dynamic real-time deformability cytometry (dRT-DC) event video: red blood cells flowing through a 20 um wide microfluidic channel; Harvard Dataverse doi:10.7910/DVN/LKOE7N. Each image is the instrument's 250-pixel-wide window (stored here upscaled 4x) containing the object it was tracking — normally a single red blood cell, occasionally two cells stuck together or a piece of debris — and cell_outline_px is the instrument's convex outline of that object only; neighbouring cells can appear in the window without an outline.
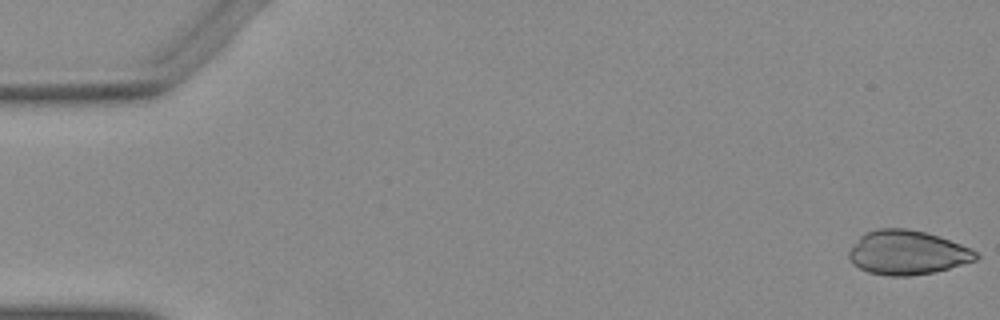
{"species": "Egyptian fruit bat (a non-hibernating species)", "species_latin": "Rousettus aegyptiacus", "temperature_condition": "warm", "stored_images_in_passage": 52, "camera_frame_rate_fps": 3000, "um_per_image_px": 0.085, "animal": {"sex": "female"}, "frame": {"image": 1, "passage_image": 1, "time_ms": 0.0, "image_size_px": [1000, 320], "cell_outline_px": [[980, 256], [976, 260], [948, 268], [932, 272], [908, 276], [888, 276], [868, 272], [852, 264], [848, 256], [848, 252], [860, 236], [864, 232], [880, 228], [908, 228], [940, 236], [960, 244], [976, 252]], "centroid_in_image_um": [77.08, 21.46], "position_along_channel_um": 7.9, "area_um2": 32.6}}
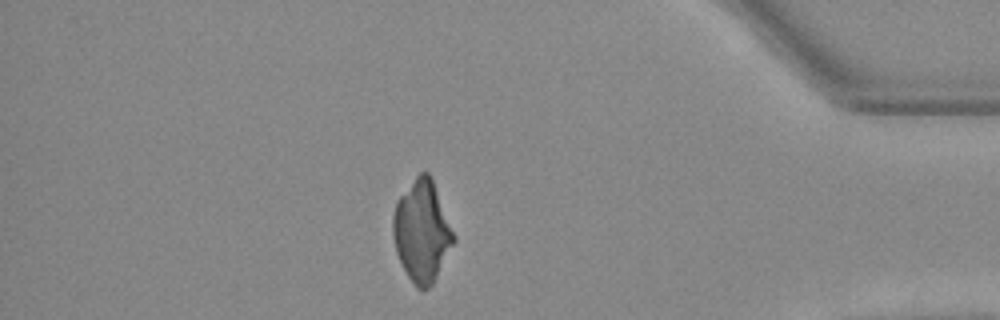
{"frame": {"image": 2, "passage_image": 45, "time_ms": 14.667, "image_size_px": [1000, 320], "cell_outline_px": [[456, 240], [432, 284], [428, 288], [416, 288], [408, 276], [396, 252], [392, 236], [392, 216], [396, 200], [416, 176], [420, 172], [428, 172], [432, 176], [456, 236]], "centroid_in_image_um": [35.86, 19.61], "position_along_channel_um": 399.3, "area_um2": 36.01}}
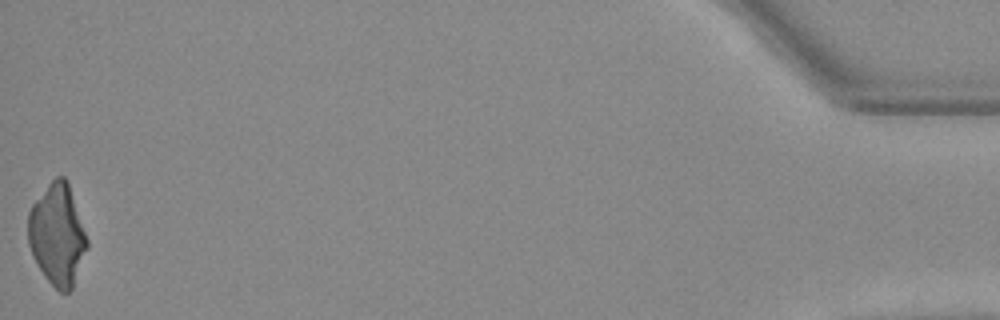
{"frame": {"image": 3, "passage_image": 52, "time_ms": 17.0, "image_size_px": [1000, 320], "cell_outline_px": [[88, 248], [72, 288], [68, 292], [60, 292], [44, 276], [36, 264], [32, 256], [28, 244], [28, 212], [32, 204], [48, 184], [56, 176], [64, 176], [68, 184], [88, 240]], "centroid_in_image_um": [4.85, 19.97], "position_along_channel_um": 430.3, "area_um2": 34.56}}